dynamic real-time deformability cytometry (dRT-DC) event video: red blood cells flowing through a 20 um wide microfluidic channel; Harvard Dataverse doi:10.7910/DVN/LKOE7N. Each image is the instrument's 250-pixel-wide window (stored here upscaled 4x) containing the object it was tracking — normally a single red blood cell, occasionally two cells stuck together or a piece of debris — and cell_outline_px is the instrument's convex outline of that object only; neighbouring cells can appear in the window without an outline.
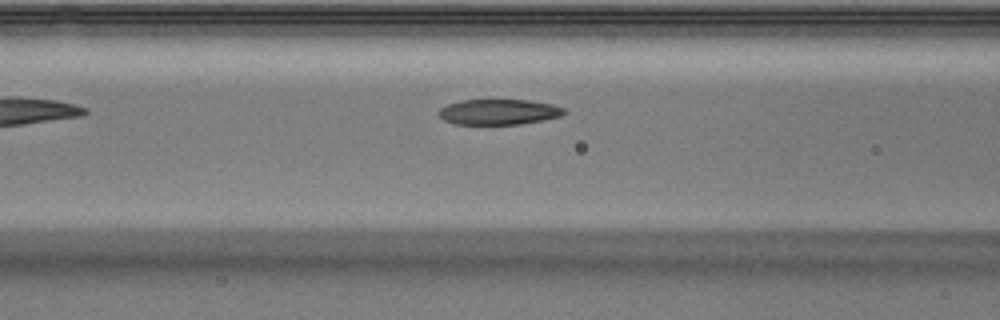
{"species": "Egyptian fruit bat (a non-hibernating species)", "species_latin": "Rousettus aegyptiacus", "temperature_condition": "warm", "stored_images_in_passage": 4, "camera_frame_rate_fps": 3000, "um_per_image_px": 0.085, "animal": {"sex": "male"}, "frame": {"image": 1, "passage_image": 4, "time_ms": 1.0, "image_size_px": [1000, 320], "cell_outline_px": [[568, 112], [560, 116], [544, 120], [520, 124], [456, 124], [444, 120], [436, 112], [440, 108], [448, 104], [460, 100], [488, 96], [528, 100], [552, 104], [564, 108]], "centroid_in_image_um": [42.37, 9.45], "position_along_channel_um": 124.2, "area_um2": 19.65}}